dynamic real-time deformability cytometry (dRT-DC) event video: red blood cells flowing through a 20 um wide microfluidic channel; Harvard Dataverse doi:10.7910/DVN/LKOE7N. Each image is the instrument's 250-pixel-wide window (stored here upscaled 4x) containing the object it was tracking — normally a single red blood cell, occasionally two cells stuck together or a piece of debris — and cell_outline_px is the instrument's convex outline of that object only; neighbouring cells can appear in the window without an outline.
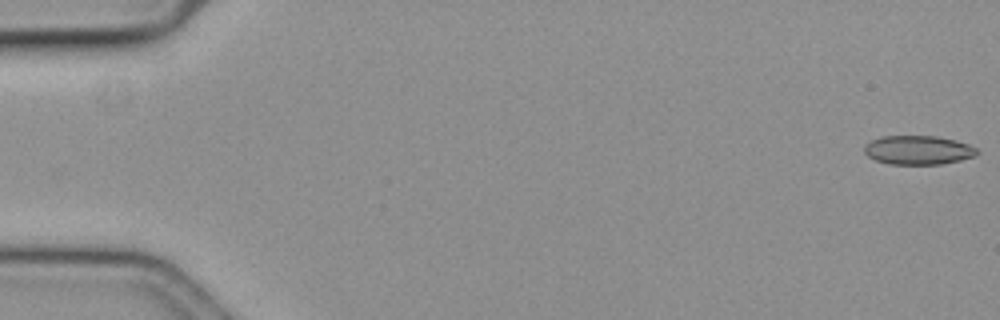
{"species": "common noctule bat (a hibernating species)", "species_latin": "Nyctalus noctula", "temperature_condition": "cold", "stored_images_in_passage": 58, "camera_frame_rate_fps": 3000, "um_per_image_px": 0.085, "animal": {"sex": "female", "body_mass_g": 19.3, "forearm_length_mm": 54.1}, "frame": {"image": 1, "passage_image": 1, "time_ms": 0.0, "image_size_px": [1000, 320], "cell_outline_px": [[980, 152], [976, 156], [960, 160], [940, 164], [888, 164], [876, 160], [868, 156], [864, 152], [864, 144], [880, 136], [936, 136], [956, 140], [968, 144], [976, 148]], "centroid_in_image_um": [78.04, 12.75], "position_along_channel_um": 7.0, "area_um2": 19.13}}
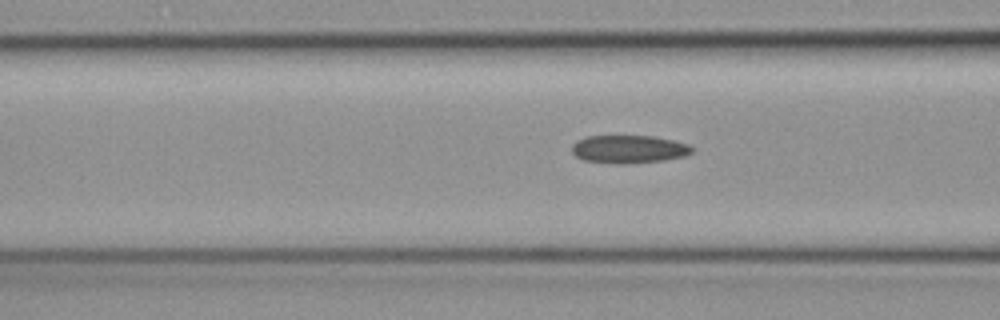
{"frame": {"image": 2, "passage_image": 23, "time_ms": 7.333, "image_size_px": [1000, 320], "cell_outline_px": [[692, 152], [684, 156], [664, 160], [628, 164], [616, 164], [584, 160], [576, 156], [572, 152], [572, 144], [576, 140], [588, 136], [652, 136], [672, 140], [688, 144], [692, 148]], "centroid_in_image_um": [53.42, 12.68], "position_along_channel_um": 113.2, "area_um2": 19.59}}
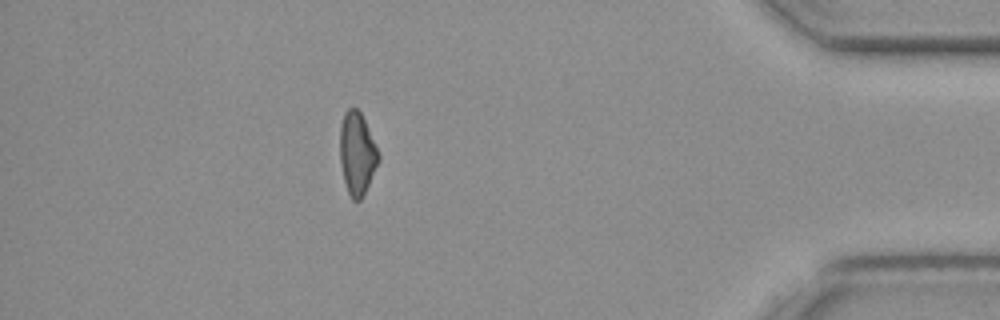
{"frame": {"image": 3, "passage_image": 51, "time_ms": 16.667, "image_size_px": [1000, 320], "cell_outline_px": [[380, 160], [360, 200], [352, 200], [348, 192], [344, 180], [340, 164], [340, 124], [344, 112], [348, 108], [356, 108], [360, 112], [364, 120], [380, 156]], "centroid_in_image_um": [30.33, 13.03], "position_along_channel_um": 404.9, "area_um2": 18.26}, "authors_computed_cell_mechanics": {"area_um2": 19.3341, "velocity_mm_per_s": 3.6465, "shape_relaxation_time_tau1_ms": 6.0559, "shape_relaxation_time_tau2_ms": 2.6028, "deformation_change_tau1": 0.1513, "deformation_change_tau2": 0.1028}}